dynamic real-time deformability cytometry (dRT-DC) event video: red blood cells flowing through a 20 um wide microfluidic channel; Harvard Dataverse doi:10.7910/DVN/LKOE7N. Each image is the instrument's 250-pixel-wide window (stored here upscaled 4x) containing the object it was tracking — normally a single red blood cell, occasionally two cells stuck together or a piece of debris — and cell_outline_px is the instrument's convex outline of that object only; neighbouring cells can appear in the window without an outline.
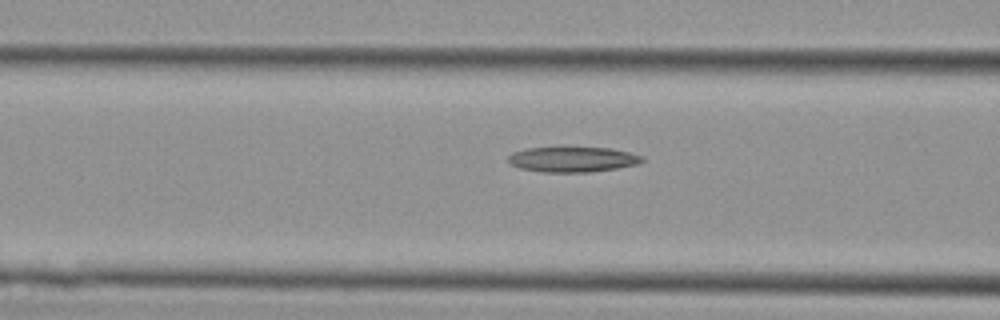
{"species": "Egyptian fruit bat (a non-hibernating species)", "species_latin": "Rousettus aegyptiacus", "temperature_condition": "cold", "stored_images_in_passage": 10, "camera_frame_rate_fps": 3000, "um_per_image_px": 0.085, "animal": {"sex": "female"}, "frame": {"image": 1, "passage_image": 5, "time_ms": 1.333, "image_size_px": [1000, 320], "cell_outline_px": [[644, 160], [636, 164], [616, 168], [592, 172], [540, 172], [520, 168], [512, 164], [508, 160], [508, 156], [512, 152], [528, 148], [612, 148], [644, 156]], "centroid_in_image_um": [48.67, 13.55], "position_along_channel_um": 117.9, "area_um2": 19.54}}
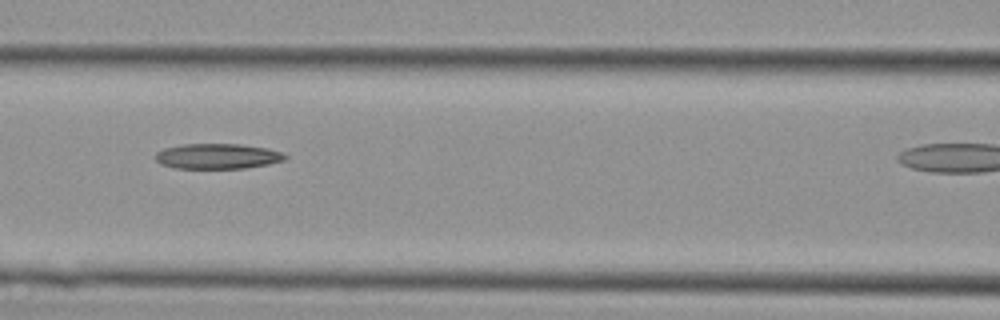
{"frame": {"image": 2, "passage_image": 7, "time_ms": 2.0, "image_size_px": [1000, 320], "cell_outline_px": [[288, 160], [268, 164], [244, 168], [172, 168], [160, 164], [156, 160], [156, 152], [164, 148], [184, 144], [240, 144], [268, 148], [284, 152], [288, 156]], "centroid_in_image_um": [18.53, 13.28], "position_along_channel_um": 148.1, "area_um2": 19.31}}